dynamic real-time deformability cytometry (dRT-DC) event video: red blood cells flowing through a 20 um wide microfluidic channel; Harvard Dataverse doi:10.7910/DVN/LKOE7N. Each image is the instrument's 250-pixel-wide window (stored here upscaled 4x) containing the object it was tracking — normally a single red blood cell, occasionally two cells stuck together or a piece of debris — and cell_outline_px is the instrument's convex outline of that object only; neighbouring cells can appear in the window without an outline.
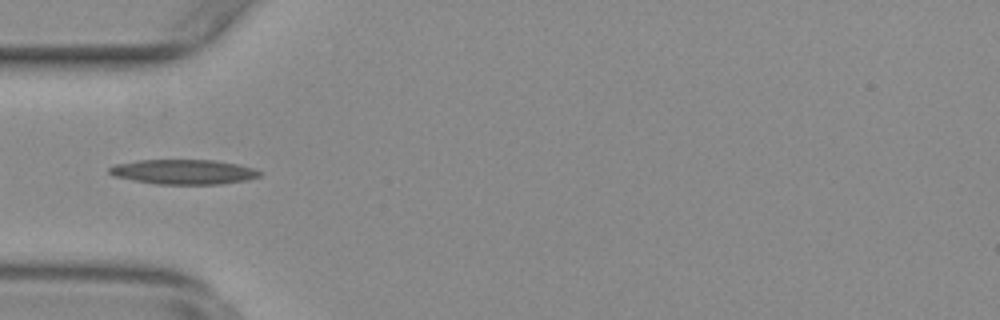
{"species": "common noctule bat (a hibernating species)", "species_latin": "Nyctalus noctula", "temperature_condition": "warm", "stored_images_in_passage": 45, "camera_frame_rate_fps": 3000, "um_per_image_px": 0.085, "animal": {"sex": "female", "body_mass_g": 29.2, "forearm_length_mm": 56.3}, "frame": {"image": 1, "passage_image": 7, "time_ms": 2.0, "image_size_px": [1000, 320], "cell_outline_px": [[260, 176], [248, 180], [220, 184], [156, 184], [112, 176], [108, 172], [108, 168], [116, 164], [140, 160], [212, 160], [236, 164], [252, 168], [260, 172]], "centroid_in_image_um": [15.57, 14.61], "position_along_channel_um": 69.4, "area_um2": 21.56}}
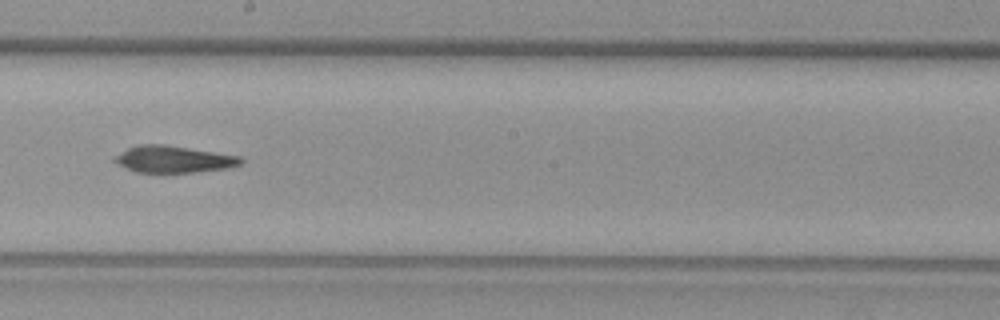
{"frame": {"image": 2, "passage_image": 20, "time_ms": 6.333, "image_size_px": [1000, 320], "cell_outline_px": [[244, 160], [240, 164], [228, 168], [196, 172], [136, 172], [112, 160], [112, 156], [136, 144], [164, 144], [240, 156]], "centroid_in_image_um": [14.73, 13.52], "position_along_channel_um": 233.5, "area_um2": 19.65}}
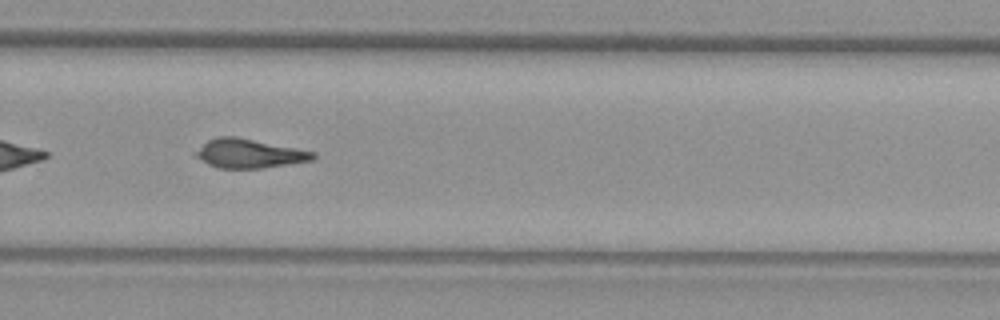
{"frame": {"image": 3, "passage_image": 26, "time_ms": 8.333, "image_size_px": [1000, 320], "cell_outline_px": [[316, 156], [312, 160], [288, 164], [260, 168], [216, 168], [208, 164], [196, 156], [192, 152], [208, 140], [216, 136], [236, 136], [316, 152]], "centroid_in_image_um": [21.14, 13.04], "position_along_channel_um": 308.7, "area_um2": 19.83}}